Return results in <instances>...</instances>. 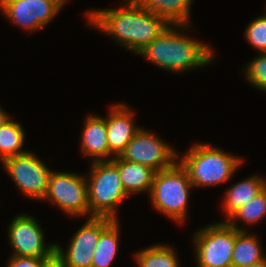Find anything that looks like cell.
<instances>
[{
  "label": "cell",
  "instance_id": "obj_22",
  "mask_svg": "<svg viewBox=\"0 0 266 267\" xmlns=\"http://www.w3.org/2000/svg\"><path fill=\"white\" fill-rule=\"evenodd\" d=\"M264 217H266V188L244 206L236 210L226 222L239 231H246L247 229L244 230L236 224L237 220L248 224L249 227V224H256V222Z\"/></svg>",
  "mask_w": 266,
  "mask_h": 267
},
{
  "label": "cell",
  "instance_id": "obj_5",
  "mask_svg": "<svg viewBox=\"0 0 266 267\" xmlns=\"http://www.w3.org/2000/svg\"><path fill=\"white\" fill-rule=\"evenodd\" d=\"M86 175L90 217L119 220L116 210L128 197L123 188L118 167L110 161H91Z\"/></svg>",
  "mask_w": 266,
  "mask_h": 267
},
{
  "label": "cell",
  "instance_id": "obj_17",
  "mask_svg": "<svg viewBox=\"0 0 266 267\" xmlns=\"http://www.w3.org/2000/svg\"><path fill=\"white\" fill-rule=\"evenodd\" d=\"M144 9L165 19L170 25H190L193 0H133Z\"/></svg>",
  "mask_w": 266,
  "mask_h": 267
},
{
  "label": "cell",
  "instance_id": "obj_25",
  "mask_svg": "<svg viewBox=\"0 0 266 267\" xmlns=\"http://www.w3.org/2000/svg\"><path fill=\"white\" fill-rule=\"evenodd\" d=\"M46 258L11 256L7 267H42Z\"/></svg>",
  "mask_w": 266,
  "mask_h": 267
},
{
  "label": "cell",
  "instance_id": "obj_8",
  "mask_svg": "<svg viewBox=\"0 0 266 267\" xmlns=\"http://www.w3.org/2000/svg\"><path fill=\"white\" fill-rule=\"evenodd\" d=\"M2 165L21 194L31 199L43 200L51 169L37 155L28 151L5 158Z\"/></svg>",
  "mask_w": 266,
  "mask_h": 267
},
{
  "label": "cell",
  "instance_id": "obj_7",
  "mask_svg": "<svg viewBox=\"0 0 266 267\" xmlns=\"http://www.w3.org/2000/svg\"><path fill=\"white\" fill-rule=\"evenodd\" d=\"M43 200L74 217L90 218L86 178L78 173L51 171Z\"/></svg>",
  "mask_w": 266,
  "mask_h": 267
},
{
  "label": "cell",
  "instance_id": "obj_24",
  "mask_svg": "<svg viewBox=\"0 0 266 267\" xmlns=\"http://www.w3.org/2000/svg\"><path fill=\"white\" fill-rule=\"evenodd\" d=\"M244 35L247 42L259 53H266V14L252 20Z\"/></svg>",
  "mask_w": 266,
  "mask_h": 267
},
{
  "label": "cell",
  "instance_id": "obj_12",
  "mask_svg": "<svg viewBox=\"0 0 266 267\" xmlns=\"http://www.w3.org/2000/svg\"><path fill=\"white\" fill-rule=\"evenodd\" d=\"M114 220L107 217H90L69 240L67 249L63 251L56 243V253L64 260L66 267H92L94 249L100 234Z\"/></svg>",
  "mask_w": 266,
  "mask_h": 267
},
{
  "label": "cell",
  "instance_id": "obj_6",
  "mask_svg": "<svg viewBox=\"0 0 266 267\" xmlns=\"http://www.w3.org/2000/svg\"><path fill=\"white\" fill-rule=\"evenodd\" d=\"M193 237L197 267H232L236 229L226 221L205 226Z\"/></svg>",
  "mask_w": 266,
  "mask_h": 267
},
{
  "label": "cell",
  "instance_id": "obj_27",
  "mask_svg": "<svg viewBox=\"0 0 266 267\" xmlns=\"http://www.w3.org/2000/svg\"><path fill=\"white\" fill-rule=\"evenodd\" d=\"M10 115H8L6 113V111H4L1 107H0V127L7 121L10 119L9 117Z\"/></svg>",
  "mask_w": 266,
  "mask_h": 267
},
{
  "label": "cell",
  "instance_id": "obj_14",
  "mask_svg": "<svg viewBox=\"0 0 266 267\" xmlns=\"http://www.w3.org/2000/svg\"><path fill=\"white\" fill-rule=\"evenodd\" d=\"M81 135V152L92 157V161H110L114 156L110 153L107 140L106 117L90 115L84 120ZM111 156V157H110ZM110 157V158H109Z\"/></svg>",
  "mask_w": 266,
  "mask_h": 267
},
{
  "label": "cell",
  "instance_id": "obj_23",
  "mask_svg": "<svg viewBox=\"0 0 266 267\" xmlns=\"http://www.w3.org/2000/svg\"><path fill=\"white\" fill-rule=\"evenodd\" d=\"M248 83L260 91L266 92V53H260L243 68Z\"/></svg>",
  "mask_w": 266,
  "mask_h": 267
},
{
  "label": "cell",
  "instance_id": "obj_10",
  "mask_svg": "<svg viewBox=\"0 0 266 267\" xmlns=\"http://www.w3.org/2000/svg\"><path fill=\"white\" fill-rule=\"evenodd\" d=\"M67 0H0L4 16L26 32L45 27L66 4Z\"/></svg>",
  "mask_w": 266,
  "mask_h": 267
},
{
  "label": "cell",
  "instance_id": "obj_21",
  "mask_svg": "<svg viewBox=\"0 0 266 267\" xmlns=\"http://www.w3.org/2000/svg\"><path fill=\"white\" fill-rule=\"evenodd\" d=\"M25 131L22 125L14 120H7L0 127V160L8 157L21 155L29 150H23Z\"/></svg>",
  "mask_w": 266,
  "mask_h": 267
},
{
  "label": "cell",
  "instance_id": "obj_9",
  "mask_svg": "<svg viewBox=\"0 0 266 267\" xmlns=\"http://www.w3.org/2000/svg\"><path fill=\"white\" fill-rule=\"evenodd\" d=\"M179 154L157 134L141 127L119 157L149 166L157 172L174 165L178 161Z\"/></svg>",
  "mask_w": 266,
  "mask_h": 267
},
{
  "label": "cell",
  "instance_id": "obj_11",
  "mask_svg": "<svg viewBox=\"0 0 266 267\" xmlns=\"http://www.w3.org/2000/svg\"><path fill=\"white\" fill-rule=\"evenodd\" d=\"M44 232L35 217L17 215L8 226L12 256L47 258L56 251V243L46 246Z\"/></svg>",
  "mask_w": 266,
  "mask_h": 267
},
{
  "label": "cell",
  "instance_id": "obj_13",
  "mask_svg": "<svg viewBox=\"0 0 266 267\" xmlns=\"http://www.w3.org/2000/svg\"><path fill=\"white\" fill-rule=\"evenodd\" d=\"M123 103L112 105L106 116L107 140L110 153L120 156L133 136L140 130L134 123V111Z\"/></svg>",
  "mask_w": 266,
  "mask_h": 267
},
{
  "label": "cell",
  "instance_id": "obj_15",
  "mask_svg": "<svg viewBox=\"0 0 266 267\" xmlns=\"http://www.w3.org/2000/svg\"><path fill=\"white\" fill-rule=\"evenodd\" d=\"M117 167L120 179L127 195L150 192L155 170L151 167L121 159L119 156L111 160Z\"/></svg>",
  "mask_w": 266,
  "mask_h": 267
},
{
  "label": "cell",
  "instance_id": "obj_18",
  "mask_svg": "<svg viewBox=\"0 0 266 267\" xmlns=\"http://www.w3.org/2000/svg\"><path fill=\"white\" fill-rule=\"evenodd\" d=\"M261 248V243L255 235L236 229L232 267H248L253 263L266 259Z\"/></svg>",
  "mask_w": 266,
  "mask_h": 267
},
{
  "label": "cell",
  "instance_id": "obj_26",
  "mask_svg": "<svg viewBox=\"0 0 266 267\" xmlns=\"http://www.w3.org/2000/svg\"><path fill=\"white\" fill-rule=\"evenodd\" d=\"M42 267H66L64 260L54 252L43 261Z\"/></svg>",
  "mask_w": 266,
  "mask_h": 267
},
{
  "label": "cell",
  "instance_id": "obj_19",
  "mask_svg": "<svg viewBox=\"0 0 266 267\" xmlns=\"http://www.w3.org/2000/svg\"><path fill=\"white\" fill-rule=\"evenodd\" d=\"M119 221L114 220L101 234L94 249L92 267L112 266L119 249Z\"/></svg>",
  "mask_w": 266,
  "mask_h": 267
},
{
  "label": "cell",
  "instance_id": "obj_16",
  "mask_svg": "<svg viewBox=\"0 0 266 267\" xmlns=\"http://www.w3.org/2000/svg\"><path fill=\"white\" fill-rule=\"evenodd\" d=\"M266 188V180L264 177L254 175L245 178L232 185L225 192L223 211L227 216L226 220L240 207L248 203L256 195Z\"/></svg>",
  "mask_w": 266,
  "mask_h": 267
},
{
  "label": "cell",
  "instance_id": "obj_4",
  "mask_svg": "<svg viewBox=\"0 0 266 267\" xmlns=\"http://www.w3.org/2000/svg\"><path fill=\"white\" fill-rule=\"evenodd\" d=\"M192 187L187 171L179 160L171 167L155 172L149 192L153 208L174 222L183 223Z\"/></svg>",
  "mask_w": 266,
  "mask_h": 267
},
{
  "label": "cell",
  "instance_id": "obj_3",
  "mask_svg": "<svg viewBox=\"0 0 266 267\" xmlns=\"http://www.w3.org/2000/svg\"><path fill=\"white\" fill-rule=\"evenodd\" d=\"M178 160L186 169L194 187L223 184L242 164V158L226 153L210 144H194Z\"/></svg>",
  "mask_w": 266,
  "mask_h": 267
},
{
  "label": "cell",
  "instance_id": "obj_1",
  "mask_svg": "<svg viewBox=\"0 0 266 267\" xmlns=\"http://www.w3.org/2000/svg\"><path fill=\"white\" fill-rule=\"evenodd\" d=\"M123 2L121 8L88 10L87 26L112 36L120 47L138 54L170 24L159 15L147 12L133 0Z\"/></svg>",
  "mask_w": 266,
  "mask_h": 267
},
{
  "label": "cell",
  "instance_id": "obj_28",
  "mask_svg": "<svg viewBox=\"0 0 266 267\" xmlns=\"http://www.w3.org/2000/svg\"><path fill=\"white\" fill-rule=\"evenodd\" d=\"M248 267H266V259L253 263L252 265L248 266Z\"/></svg>",
  "mask_w": 266,
  "mask_h": 267
},
{
  "label": "cell",
  "instance_id": "obj_2",
  "mask_svg": "<svg viewBox=\"0 0 266 267\" xmlns=\"http://www.w3.org/2000/svg\"><path fill=\"white\" fill-rule=\"evenodd\" d=\"M189 26L169 25L138 55L148 59L162 70L177 74L211 64L215 59L213 49L209 45L182 33L183 29H188ZM180 29L182 32H179Z\"/></svg>",
  "mask_w": 266,
  "mask_h": 267
},
{
  "label": "cell",
  "instance_id": "obj_20",
  "mask_svg": "<svg viewBox=\"0 0 266 267\" xmlns=\"http://www.w3.org/2000/svg\"><path fill=\"white\" fill-rule=\"evenodd\" d=\"M138 267H180L175 248L168 244H155L135 254Z\"/></svg>",
  "mask_w": 266,
  "mask_h": 267
}]
</instances>
